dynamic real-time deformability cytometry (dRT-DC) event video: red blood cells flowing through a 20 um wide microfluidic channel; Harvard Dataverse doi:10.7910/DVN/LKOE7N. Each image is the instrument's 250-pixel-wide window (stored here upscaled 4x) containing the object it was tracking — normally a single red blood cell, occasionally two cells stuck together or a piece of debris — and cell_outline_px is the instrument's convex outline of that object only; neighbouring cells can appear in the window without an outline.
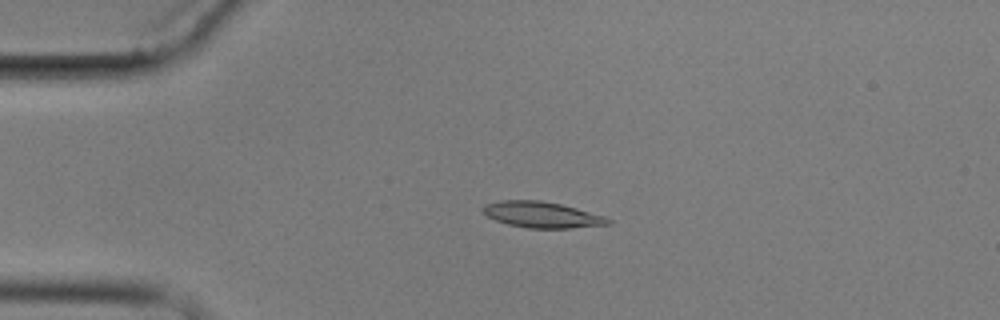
{"species": "common noctule bat (a hibernating species)", "species_latin": "Nyctalus noctula", "temperature_condition": "cold", "stored_images_in_passage": 4, "camera_frame_rate_fps": 3000, "um_per_image_px": 0.085, "animal": {"sex": "male", "body_mass_g": 17.9}, "frame": {"image": 1, "passage_image": 3, "time_ms": 3.333, "image_size_px": [1000, 320], "cell_outline_px": [[612, 224], [572, 228], [528, 228], [508, 224], [496, 220], [488, 216], [480, 208], [484, 204], [500, 200], [540, 200], [560, 204], [576, 208], [604, 216], [612, 220]], "centroid_in_image_um": [46.06, 18.25], "position_along_channel_um": 38.9, "area_um2": 18.96}}